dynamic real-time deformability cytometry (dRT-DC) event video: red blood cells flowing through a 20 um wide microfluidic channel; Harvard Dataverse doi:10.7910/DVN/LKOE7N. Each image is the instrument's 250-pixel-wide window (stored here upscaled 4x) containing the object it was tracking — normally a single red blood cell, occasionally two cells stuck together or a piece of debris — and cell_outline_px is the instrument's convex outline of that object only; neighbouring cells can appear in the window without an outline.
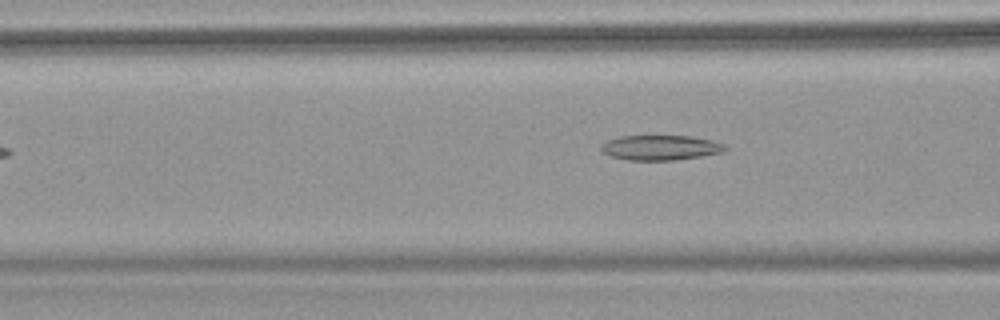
{"species": "common noctule bat (a hibernating species)", "species_latin": "Nyctalus noctula", "temperature_condition": "warm", "stored_images_in_passage": 4, "camera_frame_rate_fps": 3000, "um_per_image_px": 0.085, "animal": {"sex": "female", "body_mass_g": 18.4}, "frame": {"image": 1, "passage_image": 4, "time_ms": 1.0, "image_size_px": [1000, 320], "cell_outline_px": [[728, 148], [724, 152], [700, 156], [672, 160], [628, 160], [612, 156], [600, 152], [600, 144], [608, 140], [620, 136], [692, 136], [712, 140], [724, 144]], "centroid_in_image_um": [56.12, 12.54], "position_along_channel_um": 110.5, "area_um2": 18.09}}